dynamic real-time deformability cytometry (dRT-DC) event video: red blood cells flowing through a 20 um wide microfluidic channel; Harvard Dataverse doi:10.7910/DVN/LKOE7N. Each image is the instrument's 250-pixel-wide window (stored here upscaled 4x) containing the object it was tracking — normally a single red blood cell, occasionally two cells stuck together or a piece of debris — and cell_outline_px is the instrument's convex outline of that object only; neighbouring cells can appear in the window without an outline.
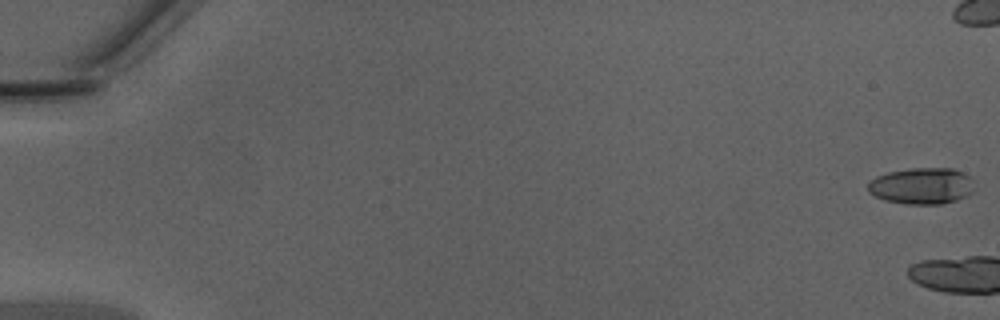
{"species": "Egyptian fruit bat (a non-hibernating species)", "species_latin": "Rousettus aegyptiacus", "temperature_condition": "warm", "stored_images_in_passage": 11, "camera_frame_rate_fps": 3000, "um_per_image_px": 0.085, "animal": {"sex": "male"}, "frame": {"image": 1, "passage_image": 1, "time_ms": 0.0, "image_size_px": [1000, 320], "cell_outline_px": [[976, 192], [968, 196], [956, 200], [940, 204], [908, 204], [884, 200], [868, 192], [868, 184], [876, 176], [888, 172], [912, 168], [952, 168], [968, 176], [972, 180]], "centroid_in_image_um": [78.38, 15.81], "position_along_channel_um": 6.6, "area_um2": 22.66}}